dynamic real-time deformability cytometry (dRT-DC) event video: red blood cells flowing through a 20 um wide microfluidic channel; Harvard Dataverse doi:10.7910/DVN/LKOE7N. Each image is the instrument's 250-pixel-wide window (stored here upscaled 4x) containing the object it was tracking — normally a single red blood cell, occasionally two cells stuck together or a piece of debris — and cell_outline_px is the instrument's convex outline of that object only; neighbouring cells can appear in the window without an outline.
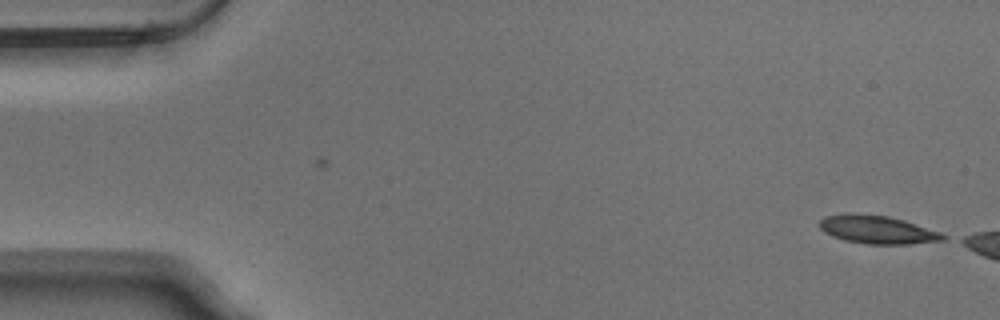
{"species": "Egyptian fruit bat (a non-hibernating species)", "species_latin": "Rousettus aegyptiacus", "temperature_condition": "warm", "stored_images_in_passage": 17, "camera_frame_rate_fps": 3000, "um_per_image_px": 0.085, "animal": {"sex": "male"}, "frame": {"image": 1, "passage_image": 17, "time_ms": 5.333, "image_size_px": [1000, 320], "cell_outline_px": [[948, 236], [944, 240], [908, 244], [868, 244], [844, 240], [832, 236], [824, 232], [820, 228], [820, 220], [824, 216], [848, 212], [852, 212], [888, 216], [904, 220], [940, 232]], "centroid_in_image_um": [74.54, 19.5], "position_along_channel_um": 10.5, "area_um2": 20.4}}